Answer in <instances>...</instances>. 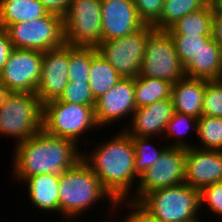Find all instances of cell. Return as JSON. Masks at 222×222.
Masks as SVG:
<instances>
[{"label": "cell", "mask_w": 222, "mask_h": 222, "mask_svg": "<svg viewBox=\"0 0 222 222\" xmlns=\"http://www.w3.org/2000/svg\"><path fill=\"white\" fill-rule=\"evenodd\" d=\"M58 100L87 106H95L96 102L90 84L85 82H69Z\"/></svg>", "instance_id": "32"}, {"label": "cell", "mask_w": 222, "mask_h": 222, "mask_svg": "<svg viewBox=\"0 0 222 222\" xmlns=\"http://www.w3.org/2000/svg\"><path fill=\"white\" fill-rule=\"evenodd\" d=\"M203 207H207L211 214L222 217V182L213 183L200 190V209L203 210Z\"/></svg>", "instance_id": "33"}, {"label": "cell", "mask_w": 222, "mask_h": 222, "mask_svg": "<svg viewBox=\"0 0 222 222\" xmlns=\"http://www.w3.org/2000/svg\"><path fill=\"white\" fill-rule=\"evenodd\" d=\"M208 81L184 77L174 83L171 93L174 112L188 114L197 119L201 117L203 96Z\"/></svg>", "instance_id": "18"}, {"label": "cell", "mask_w": 222, "mask_h": 222, "mask_svg": "<svg viewBox=\"0 0 222 222\" xmlns=\"http://www.w3.org/2000/svg\"><path fill=\"white\" fill-rule=\"evenodd\" d=\"M185 77L222 80V48L211 37L184 67Z\"/></svg>", "instance_id": "19"}, {"label": "cell", "mask_w": 222, "mask_h": 222, "mask_svg": "<svg viewBox=\"0 0 222 222\" xmlns=\"http://www.w3.org/2000/svg\"><path fill=\"white\" fill-rule=\"evenodd\" d=\"M173 113L174 107L171 98L159 100L151 105L136 108L131 120L128 118L130 125L122 126L121 129L130 136L156 138L159 135L162 137Z\"/></svg>", "instance_id": "17"}, {"label": "cell", "mask_w": 222, "mask_h": 222, "mask_svg": "<svg viewBox=\"0 0 222 222\" xmlns=\"http://www.w3.org/2000/svg\"><path fill=\"white\" fill-rule=\"evenodd\" d=\"M140 75L163 79L173 84L185 77L184 67L167 30L154 29L147 36Z\"/></svg>", "instance_id": "10"}, {"label": "cell", "mask_w": 222, "mask_h": 222, "mask_svg": "<svg viewBox=\"0 0 222 222\" xmlns=\"http://www.w3.org/2000/svg\"><path fill=\"white\" fill-rule=\"evenodd\" d=\"M43 6L53 13L64 15L69 7L70 0H39Z\"/></svg>", "instance_id": "37"}, {"label": "cell", "mask_w": 222, "mask_h": 222, "mask_svg": "<svg viewBox=\"0 0 222 222\" xmlns=\"http://www.w3.org/2000/svg\"><path fill=\"white\" fill-rule=\"evenodd\" d=\"M8 93L9 90L0 82V106L4 103Z\"/></svg>", "instance_id": "39"}, {"label": "cell", "mask_w": 222, "mask_h": 222, "mask_svg": "<svg viewBox=\"0 0 222 222\" xmlns=\"http://www.w3.org/2000/svg\"><path fill=\"white\" fill-rule=\"evenodd\" d=\"M43 52L13 49L2 71L0 82L9 92L33 93L41 77Z\"/></svg>", "instance_id": "12"}, {"label": "cell", "mask_w": 222, "mask_h": 222, "mask_svg": "<svg viewBox=\"0 0 222 222\" xmlns=\"http://www.w3.org/2000/svg\"><path fill=\"white\" fill-rule=\"evenodd\" d=\"M95 128L100 129L95 120L94 106L65 103L58 99L43 104L42 130L52 136L72 140L81 146L78 142L82 136L88 131L93 133Z\"/></svg>", "instance_id": "6"}, {"label": "cell", "mask_w": 222, "mask_h": 222, "mask_svg": "<svg viewBox=\"0 0 222 222\" xmlns=\"http://www.w3.org/2000/svg\"><path fill=\"white\" fill-rule=\"evenodd\" d=\"M135 153L134 170L135 174L140 178L151 166L159 159L160 154L168 145L154 146L153 137L130 136Z\"/></svg>", "instance_id": "26"}, {"label": "cell", "mask_w": 222, "mask_h": 222, "mask_svg": "<svg viewBox=\"0 0 222 222\" xmlns=\"http://www.w3.org/2000/svg\"><path fill=\"white\" fill-rule=\"evenodd\" d=\"M210 5L213 10H222V0H210Z\"/></svg>", "instance_id": "40"}, {"label": "cell", "mask_w": 222, "mask_h": 222, "mask_svg": "<svg viewBox=\"0 0 222 222\" xmlns=\"http://www.w3.org/2000/svg\"><path fill=\"white\" fill-rule=\"evenodd\" d=\"M154 29L153 26L144 25L122 38L101 41L96 50L115 68L121 78H136L141 72L147 36Z\"/></svg>", "instance_id": "9"}, {"label": "cell", "mask_w": 222, "mask_h": 222, "mask_svg": "<svg viewBox=\"0 0 222 222\" xmlns=\"http://www.w3.org/2000/svg\"><path fill=\"white\" fill-rule=\"evenodd\" d=\"M213 9L210 3L203 9L189 13L167 31L170 35H212Z\"/></svg>", "instance_id": "24"}, {"label": "cell", "mask_w": 222, "mask_h": 222, "mask_svg": "<svg viewBox=\"0 0 222 222\" xmlns=\"http://www.w3.org/2000/svg\"><path fill=\"white\" fill-rule=\"evenodd\" d=\"M63 27L65 44L97 47L101 43V0H70Z\"/></svg>", "instance_id": "8"}, {"label": "cell", "mask_w": 222, "mask_h": 222, "mask_svg": "<svg viewBox=\"0 0 222 222\" xmlns=\"http://www.w3.org/2000/svg\"><path fill=\"white\" fill-rule=\"evenodd\" d=\"M134 3L144 25L153 26L159 20L164 0H134Z\"/></svg>", "instance_id": "34"}, {"label": "cell", "mask_w": 222, "mask_h": 222, "mask_svg": "<svg viewBox=\"0 0 222 222\" xmlns=\"http://www.w3.org/2000/svg\"><path fill=\"white\" fill-rule=\"evenodd\" d=\"M217 182H222V151L187 148L185 183L201 190Z\"/></svg>", "instance_id": "16"}, {"label": "cell", "mask_w": 222, "mask_h": 222, "mask_svg": "<svg viewBox=\"0 0 222 222\" xmlns=\"http://www.w3.org/2000/svg\"><path fill=\"white\" fill-rule=\"evenodd\" d=\"M202 115L222 118V80L206 83Z\"/></svg>", "instance_id": "31"}, {"label": "cell", "mask_w": 222, "mask_h": 222, "mask_svg": "<svg viewBox=\"0 0 222 222\" xmlns=\"http://www.w3.org/2000/svg\"><path fill=\"white\" fill-rule=\"evenodd\" d=\"M124 204L128 210L129 213L126 214V219L129 222H160L156 219H154L153 217H151L145 210H143L137 203H132L129 201H124Z\"/></svg>", "instance_id": "35"}, {"label": "cell", "mask_w": 222, "mask_h": 222, "mask_svg": "<svg viewBox=\"0 0 222 222\" xmlns=\"http://www.w3.org/2000/svg\"><path fill=\"white\" fill-rule=\"evenodd\" d=\"M212 38L222 48V10H213Z\"/></svg>", "instance_id": "38"}, {"label": "cell", "mask_w": 222, "mask_h": 222, "mask_svg": "<svg viewBox=\"0 0 222 222\" xmlns=\"http://www.w3.org/2000/svg\"><path fill=\"white\" fill-rule=\"evenodd\" d=\"M27 184L29 202L33 208L48 213L59 214V175L41 174L29 177L24 183Z\"/></svg>", "instance_id": "20"}, {"label": "cell", "mask_w": 222, "mask_h": 222, "mask_svg": "<svg viewBox=\"0 0 222 222\" xmlns=\"http://www.w3.org/2000/svg\"><path fill=\"white\" fill-rule=\"evenodd\" d=\"M121 218V219H120ZM119 219L121 220V221H119V222H129L127 219H126V213H125V218L124 219H122V217H119ZM112 220H109V221H105V222H111ZM114 222H117V221H115V220H113ZM112 221V222H113ZM92 222V221H91ZM94 222V221H93ZM99 222V221H98Z\"/></svg>", "instance_id": "41"}, {"label": "cell", "mask_w": 222, "mask_h": 222, "mask_svg": "<svg viewBox=\"0 0 222 222\" xmlns=\"http://www.w3.org/2000/svg\"><path fill=\"white\" fill-rule=\"evenodd\" d=\"M186 148L167 146L158 161L140 178L127 201L138 203L147 193L185 182Z\"/></svg>", "instance_id": "11"}, {"label": "cell", "mask_w": 222, "mask_h": 222, "mask_svg": "<svg viewBox=\"0 0 222 222\" xmlns=\"http://www.w3.org/2000/svg\"><path fill=\"white\" fill-rule=\"evenodd\" d=\"M137 204L160 222H203L200 190L185 182L153 190Z\"/></svg>", "instance_id": "4"}, {"label": "cell", "mask_w": 222, "mask_h": 222, "mask_svg": "<svg viewBox=\"0 0 222 222\" xmlns=\"http://www.w3.org/2000/svg\"><path fill=\"white\" fill-rule=\"evenodd\" d=\"M135 110L134 78H122L106 94L96 99L95 120L103 128L115 121L120 122L123 118H132Z\"/></svg>", "instance_id": "14"}, {"label": "cell", "mask_w": 222, "mask_h": 222, "mask_svg": "<svg viewBox=\"0 0 222 222\" xmlns=\"http://www.w3.org/2000/svg\"><path fill=\"white\" fill-rule=\"evenodd\" d=\"M69 45L43 52L41 77L35 94L44 104L58 99L69 83Z\"/></svg>", "instance_id": "13"}, {"label": "cell", "mask_w": 222, "mask_h": 222, "mask_svg": "<svg viewBox=\"0 0 222 222\" xmlns=\"http://www.w3.org/2000/svg\"><path fill=\"white\" fill-rule=\"evenodd\" d=\"M173 83L159 79L141 76L134 78L136 108L145 107L156 101L171 98Z\"/></svg>", "instance_id": "23"}, {"label": "cell", "mask_w": 222, "mask_h": 222, "mask_svg": "<svg viewBox=\"0 0 222 222\" xmlns=\"http://www.w3.org/2000/svg\"><path fill=\"white\" fill-rule=\"evenodd\" d=\"M48 12L39 0H0V28L32 21Z\"/></svg>", "instance_id": "21"}, {"label": "cell", "mask_w": 222, "mask_h": 222, "mask_svg": "<svg viewBox=\"0 0 222 222\" xmlns=\"http://www.w3.org/2000/svg\"><path fill=\"white\" fill-rule=\"evenodd\" d=\"M14 49L4 28H0V72Z\"/></svg>", "instance_id": "36"}, {"label": "cell", "mask_w": 222, "mask_h": 222, "mask_svg": "<svg viewBox=\"0 0 222 222\" xmlns=\"http://www.w3.org/2000/svg\"><path fill=\"white\" fill-rule=\"evenodd\" d=\"M58 193L59 216L63 218L62 222H76L78 216L85 214L89 208L92 209L101 199L109 200L108 204L111 203V206L108 207L113 208V211L109 210L111 212L120 211L123 208L119 206H124V201L117 202L82 159L59 175Z\"/></svg>", "instance_id": "3"}, {"label": "cell", "mask_w": 222, "mask_h": 222, "mask_svg": "<svg viewBox=\"0 0 222 222\" xmlns=\"http://www.w3.org/2000/svg\"><path fill=\"white\" fill-rule=\"evenodd\" d=\"M181 65L185 67L212 35H171Z\"/></svg>", "instance_id": "30"}, {"label": "cell", "mask_w": 222, "mask_h": 222, "mask_svg": "<svg viewBox=\"0 0 222 222\" xmlns=\"http://www.w3.org/2000/svg\"><path fill=\"white\" fill-rule=\"evenodd\" d=\"M119 132L109 141L96 144L97 147L90 153L82 152V160L117 202L127 201L134 193L131 189L136 186L133 185L139 180L134 170L135 153L131 137L125 130Z\"/></svg>", "instance_id": "2"}, {"label": "cell", "mask_w": 222, "mask_h": 222, "mask_svg": "<svg viewBox=\"0 0 222 222\" xmlns=\"http://www.w3.org/2000/svg\"><path fill=\"white\" fill-rule=\"evenodd\" d=\"M193 129L197 134L198 129V119L194 116H190L188 114L174 112L172 118L169 120L166 126V130L164 133V137L170 138L173 141L168 143V146L173 147H182V148H192L195 145L187 142V136L185 137V133L189 132V130Z\"/></svg>", "instance_id": "27"}, {"label": "cell", "mask_w": 222, "mask_h": 222, "mask_svg": "<svg viewBox=\"0 0 222 222\" xmlns=\"http://www.w3.org/2000/svg\"><path fill=\"white\" fill-rule=\"evenodd\" d=\"M79 145L69 139L52 136L41 130L36 135L15 144L12 171L14 181L22 184L32 176L60 175L82 159Z\"/></svg>", "instance_id": "1"}, {"label": "cell", "mask_w": 222, "mask_h": 222, "mask_svg": "<svg viewBox=\"0 0 222 222\" xmlns=\"http://www.w3.org/2000/svg\"><path fill=\"white\" fill-rule=\"evenodd\" d=\"M101 41L122 38L141 29L134 0H101Z\"/></svg>", "instance_id": "15"}, {"label": "cell", "mask_w": 222, "mask_h": 222, "mask_svg": "<svg viewBox=\"0 0 222 222\" xmlns=\"http://www.w3.org/2000/svg\"><path fill=\"white\" fill-rule=\"evenodd\" d=\"M197 135L200 146L195 144L194 147L222 151V118L206 115L199 117Z\"/></svg>", "instance_id": "28"}, {"label": "cell", "mask_w": 222, "mask_h": 222, "mask_svg": "<svg viewBox=\"0 0 222 222\" xmlns=\"http://www.w3.org/2000/svg\"><path fill=\"white\" fill-rule=\"evenodd\" d=\"M43 104L36 94L9 92L0 106V137L18 144L42 130Z\"/></svg>", "instance_id": "5"}, {"label": "cell", "mask_w": 222, "mask_h": 222, "mask_svg": "<svg viewBox=\"0 0 222 222\" xmlns=\"http://www.w3.org/2000/svg\"><path fill=\"white\" fill-rule=\"evenodd\" d=\"M91 47L69 45V82L89 83Z\"/></svg>", "instance_id": "29"}, {"label": "cell", "mask_w": 222, "mask_h": 222, "mask_svg": "<svg viewBox=\"0 0 222 222\" xmlns=\"http://www.w3.org/2000/svg\"><path fill=\"white\" fill-rule=\"evenodd\" d=\"M210 0H164L161 16L153 25L157 30H168L189 13L205 8Z\"/></svg>", "instance_id": "25"}, {"label": "cell", "mask_w": 222, "mask_h": 222, "mask_svg": "<svg viewBox=\"0 0 222 222\" xmlns=\"http://www.w3.org/2000/svg\"><path fill=\"white\" fill-rule=\"evenodd\" d=\"M5 31L15 49L45 52L65 43L63 16L53 12L32 21L8 25Z\"/></svg>", "instance_id": "7"}, {"label": "cell", "mask_w": 222, "mask_h": 222, "mask_svg": "<svg viewBox=\"0 0 222 222\" xmlns=\"http://www.w3.org/2000/svg\"><path fill=\"white\" fill-rule=\"evenodd\" d=\"M121 79L115 68L97 52L96 47H91L89 84L94 99L106 94Z\"/></svg>", "instance_id": "22"}]
</instances>
